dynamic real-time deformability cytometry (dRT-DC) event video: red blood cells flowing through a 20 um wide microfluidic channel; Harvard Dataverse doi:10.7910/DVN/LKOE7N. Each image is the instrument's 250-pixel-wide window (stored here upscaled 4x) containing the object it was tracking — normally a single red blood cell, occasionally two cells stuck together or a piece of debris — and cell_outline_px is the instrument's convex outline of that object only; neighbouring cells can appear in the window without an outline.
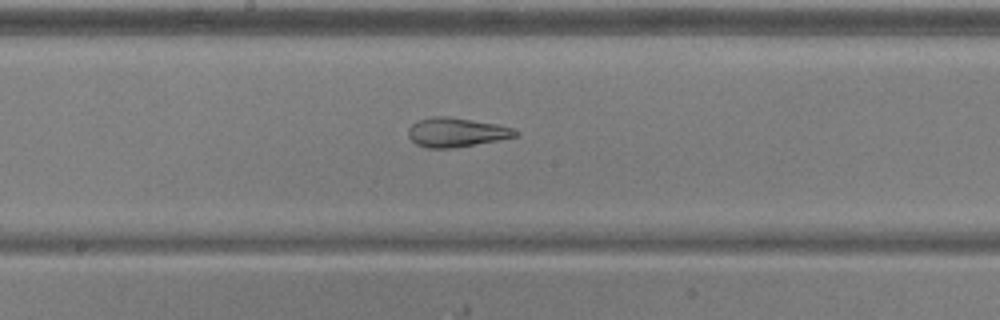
{"species": "common noctule bat (a hibernating species)", "species_latin": "Nyctalus noctula", "temperature_condition": "warm", "stored_images_in_passage": 52, "camera_frame_rate_fps": 3000, "um_per_image_px": 0.085, "animal": {"sex": "male", "body_mass_g": 20.5, "forearm_length_mm": 52.5}, "frame": {"image": 1, "passage_image": 27, "time_ms": 8.667, "image_size_px": [1000, 320], "cell_outline_px": [[520, 136], [500, 140], [452, 148], [424, 148], [416, 144], [408, 136], [408, 128], [416, 120], [432, 116], [448, 116], [496, 124], [512, 128], [520, 132]], "centroid_in_image_um": [38.78, 11.25], "position_along_channel_um": 209.4, "area_um2": 18.44}}
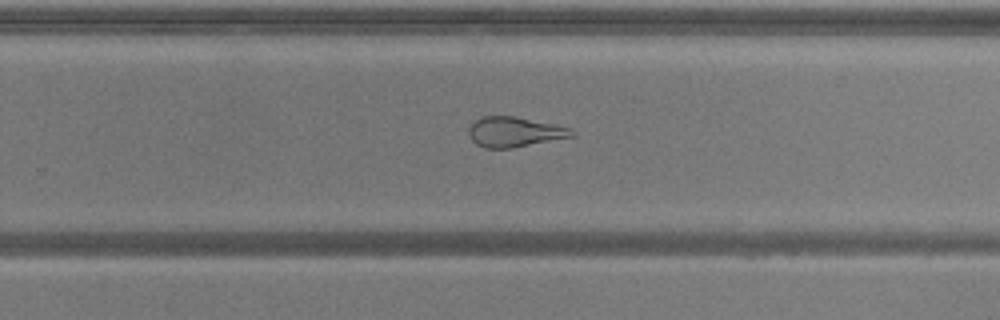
{"frame": {"image": 2, "passage_image": 33, "time_ms": 10.667, "image_size_px": [1000, 320], "cell_outline_px": [[576, 136], [512, 148], [484, 148], [476, 144], [472, 140], [468, 132], [468, 128], [480, 116], [516, 116], [572, 128], [576, 132]], "centroid_in_image_um": [43.76, 11.21], "position_along_channel_um": 286.0, "area_um2": 18.21}}
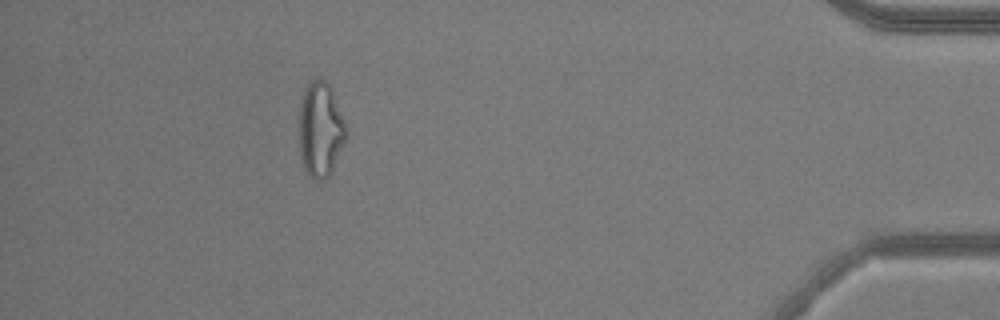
{"frame": {"image": 3, "passage_image": 47, "time_ms": 15.333, "image_size_px": [1000, 320], "cell_outline_px": [[348, 136], [328, 176], [324, 180], [316, 180], [308, 176], [304, 168], [300, 156], [300, 104], [304, 88], [312, 80], [324, 80], [332, 88], [344, 120], [348, 132]], "centroid_in_image_um": [27.25, 11.02], "position_along_channel_um": 408.0, "area_um2": 25.95}, "authors_computed_cell_mechanics": {"area_um2": 24.4783, "velocity_mm_per_s": 3.8742, "shape_relaxation_time_tau1_ms": null, "shape_relaxation_time_tau2_ms": 2.5501, "deformation_change_tau1": null, "deformation_change_tau2": 0.1305}}